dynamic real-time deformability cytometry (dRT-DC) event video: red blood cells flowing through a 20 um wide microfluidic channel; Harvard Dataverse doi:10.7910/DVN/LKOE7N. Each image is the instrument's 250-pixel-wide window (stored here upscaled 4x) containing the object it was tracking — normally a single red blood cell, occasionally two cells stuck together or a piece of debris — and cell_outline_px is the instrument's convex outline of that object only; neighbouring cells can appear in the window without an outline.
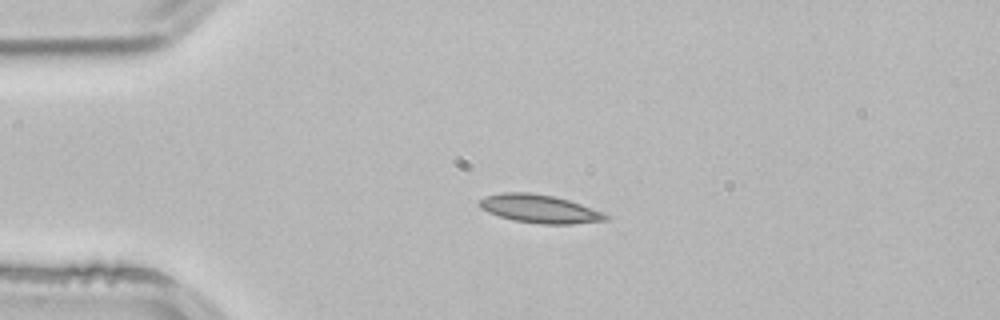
{"species": "common noctule bat (a hibernating species)", "species_latin": "Nyctalus noctula", "temperature_condition": "room temperature", "stored_images_in_passage": 2, "camera_frame_rate_fps": 3000, "um_per_image_px": 0.085, "animal": {"sex": "male", "body_mass_g": 21.5, "forearm_length_mm": 52.0}, "frame": {"image": 1, "passage_image": 1, "time_ms": 0.0, "image_size_px": [1000, 320], "cell_outline_px": [[612, 216], [608, 220], [572, 224], [540, 224], [512, 220], [488, 212], [480, 208], [476, 204], [476, 200], [484, 196], [500, 192], [528, 192], [552, 196], [568, 200], [604, 212]], "centroid_in_image_um": [45.82, 17.75], "position_along_channel_um": 39.2, "area_um2": 21.1}}
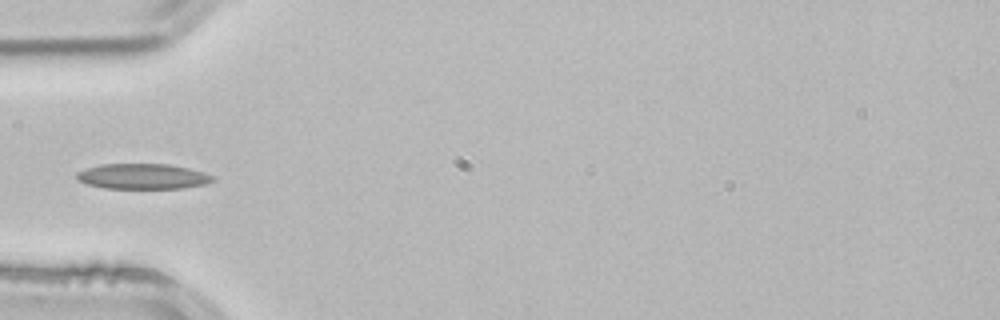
{"frame": {"image": 2, "passage_image": 2, "time_ms": 0.333, "image_size_px": [1000, 320], "cell_outline_px": [[216, 180], [204, 184], [184, 188], [104, 188], [88, 184], [76, 180], [76, 172], [100, 164], [168, 164], [188, 168], [204, 172], [216, 176]], "centroid_in_image_um": [12.15, 14.99], "position_along_channel_um": 72.8, "area_um2": 20.17}}